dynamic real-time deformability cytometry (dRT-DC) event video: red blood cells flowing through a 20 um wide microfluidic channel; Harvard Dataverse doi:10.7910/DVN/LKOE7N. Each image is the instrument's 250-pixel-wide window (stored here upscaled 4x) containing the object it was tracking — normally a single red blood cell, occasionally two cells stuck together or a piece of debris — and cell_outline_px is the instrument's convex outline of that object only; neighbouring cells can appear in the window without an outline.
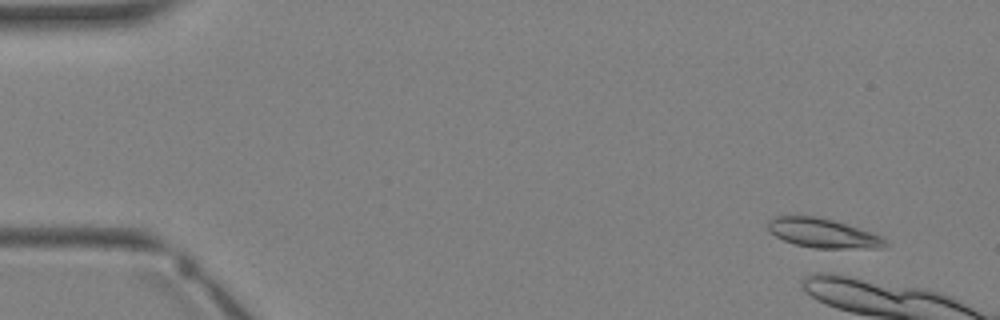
{"species": "Egyptian fruit bat (a non-hibernating species)", "species_latin": "Rousettus aegyptiacus", "temperature_condition": "warm", "stored_images_in_passage": 4, "camera_frame_rate_fps": 3000, "um_per_image_px": 0.085, "animal": {"sex": "female"}, "frame": {"image": 1, "passage_image": 1, "time_ms": 0.0, "image_size_px": [1000, 320], "cell_outline_px": [[888, 244], [884, 248], [812, 248], [796, 244], [784, 240], [768, 232], [768, 220], [776, 216], [816, 216], [832, 220], [880, 236]], "centroid_in_image_um": [69.89, 19.82], "position_along_channel_um": 15.1, "area_um2": 19.65}}